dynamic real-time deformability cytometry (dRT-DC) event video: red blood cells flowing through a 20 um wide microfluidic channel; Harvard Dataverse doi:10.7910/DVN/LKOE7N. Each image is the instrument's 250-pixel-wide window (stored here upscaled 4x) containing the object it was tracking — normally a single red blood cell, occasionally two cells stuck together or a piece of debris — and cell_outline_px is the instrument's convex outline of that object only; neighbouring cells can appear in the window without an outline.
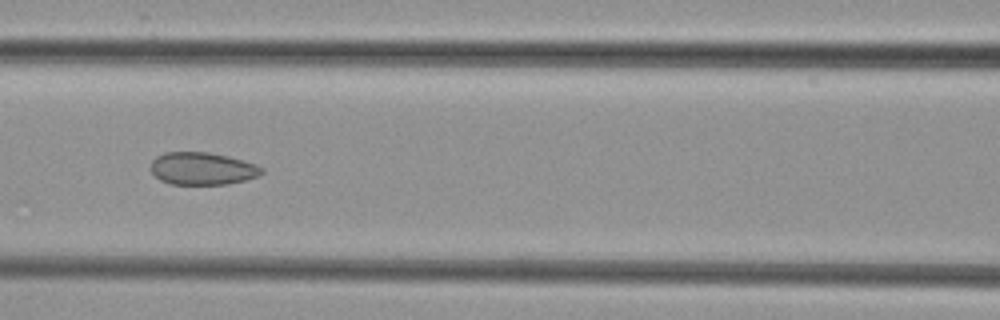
{"species": "common noctule bat (a hibernating species)", "species_latin": "Nyctalus noctula", "temperature_condition": "cold", "stored_images_in_passage": 8, "camera_frame_rate_fps": 3000, "um_per_image_px": 0.085, "animal": {"sex": "female", "body_mass_g": 29.2, "forearm_length_mm": 56.3}, "frame": {"image": 1, "passage_image": 6, "time_ms": 6.0, "image_size_px": [1000, 320], "cell_outline_px": [[264, 172], [256, 176], [244, 180], [228, 184], [168, 184], [160, 180], [148, 168], [152, 160], [156, 156], [164, 152], [208, 152], [228, 156], [256, 164], [264, 168]], "centroid_in_image_um": [17.16, 14.32], "position_along_channel_um": 149.4, "area_um2": 21.15}}
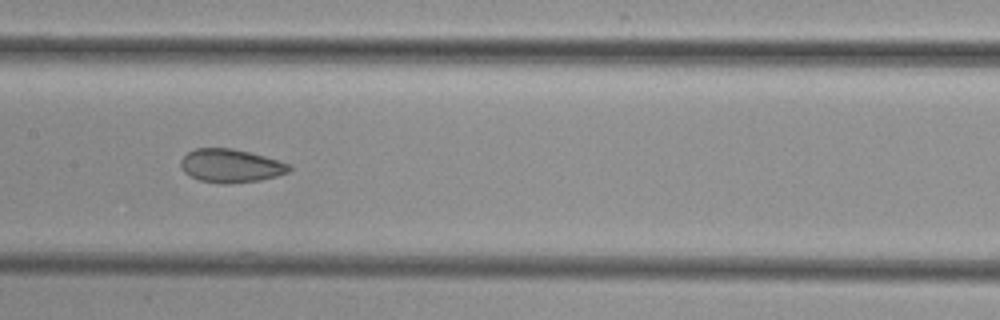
{"frame": {"image": 2, "passage_image": 7, "time_ms": 7.0, "image_size_px": [1000, 320], "cell_outline_px": [[292, 168], [288, 172], [276, 176], [260, 180], [228, 184], [220, 184], [200, 180], [184, 172], [180, 164], [180, 160], [188, 152], [196, 148], [232, 148], [264, 156], [292, 164]], "centroid_in_image_um": [19.63, 14.09], "position_along_channel_um": 187.8, "area_um2": 21.1}}